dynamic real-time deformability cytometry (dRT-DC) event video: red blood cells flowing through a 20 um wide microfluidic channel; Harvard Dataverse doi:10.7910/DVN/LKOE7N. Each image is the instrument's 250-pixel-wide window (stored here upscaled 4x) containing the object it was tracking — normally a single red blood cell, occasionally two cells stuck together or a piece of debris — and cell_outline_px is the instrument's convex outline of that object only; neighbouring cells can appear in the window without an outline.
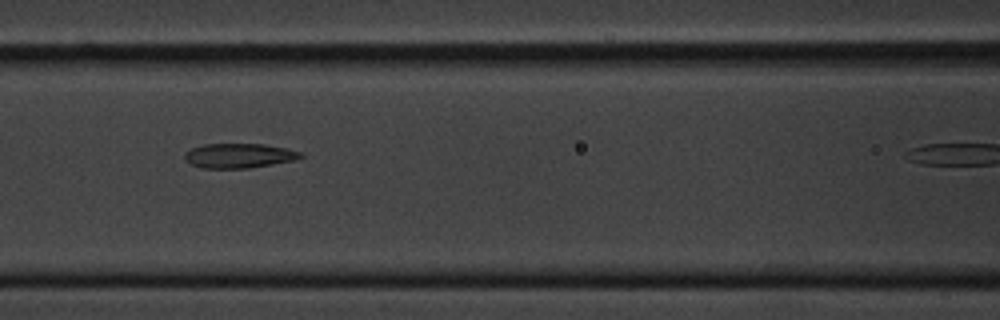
{"species": "common noctule bat (a hibernating species)", "species_latin": "Nyctalus noctula", "temperature_condition": "cold", "stored_images_in_passage": 13, "camera_frame_rate_fps": 3000, "um_per_image_px": 0.085, "animal": {"sex": "male", "body_mass_g": 20.1, "forearm_length_mm": 53.5}, "frame": {"image": 1, "passage_image": 3, "time_ms": 2.0, "image_size_px": [1000, 320], "cell_outline_px": [[304, 156], [292, 160], [272, 164], [248, 168], [204, 168], [192, 164], [184, 160], [184, 152], [192, 148], [204, 144], [264, 144], [288, 148], [304, 152]], "centroid_in_image_um": [20.32, 13.22], "position_along_channel_um": 146.3, "area_um2": 16.65}}